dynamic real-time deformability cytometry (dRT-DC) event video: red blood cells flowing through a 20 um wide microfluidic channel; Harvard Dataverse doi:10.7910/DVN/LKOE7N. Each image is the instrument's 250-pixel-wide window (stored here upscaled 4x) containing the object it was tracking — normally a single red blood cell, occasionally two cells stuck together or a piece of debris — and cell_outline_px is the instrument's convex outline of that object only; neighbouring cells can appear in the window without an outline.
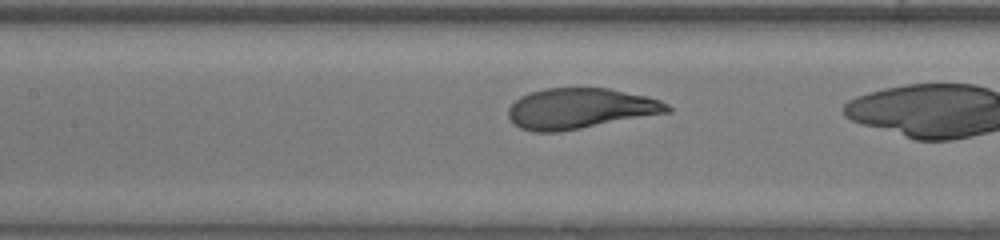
{"species": "human", "species_latin": "Homo sapiens", "temperature_condition": "warm", "stored_images_in_passage": 31, "camera_frame_rate_fps": 3000, "um_per_image_px": 0.085, "donor": {"sex": "female"}, "frame": {"image": 1, "passage_image": 16, "time_ms": 5.0, "image_size_px": [1000, 240], "cell_outline_px": [[672, 112], [580, 128], [556, 132], [532, 132], [520, 128], [512, 124], [508, 116], [508, 108], [520, 96], [528, 92], [544, 88], [608, 88], [644, 96], [660, 100], [668, 104], [672, 108]], "centroid_in_image_um": [49.28, 9.22], "position_along_channel_um": 158.1, "area_um2": 37.63}}
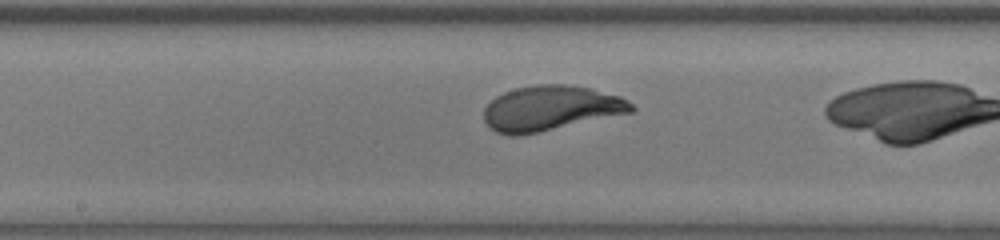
{"frame": {"image": 2, "passage_image": 19, "time_ms": 6.0, "image_size_px": [1000, 240], "cell_outline_px": [[636, 108], [632, 112], [540, 132], [520, 136], [508, 136], [496, 132], [488, 128], [484, 120], [484, 108], [496, 96], [504, 92], [516, 88], [536, 84], [564, 84], [588, 88], [620, 96], [628, 100]], "centroid_in_image_um": [46.77, 9.21], "position_along_channel_um": 201.4, "area_um2": 38.78}}
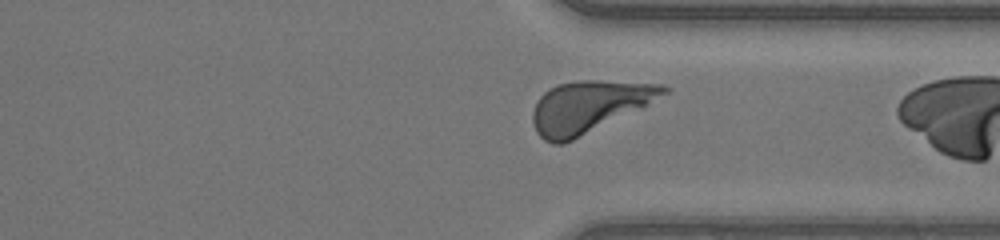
{"frame": {"image": 3, "passage_image": 30, "time_ms": 9.667, "image_size_px": [1000, 240], "cell_outline_px": [[668, 92], [648, 104], [640, 108], [564, 144], [552, 144], [544, 140], [536, 132], [532, 120], [532, 112], [540, 96], [544, 92], [556, 84], [576, 80], [596, 80], [664, 84], [668, 88]], "centroid_in_image_um": [50.01, 9.06], "position_along_channel_um": 361.4, "area_um2": 39.13}}